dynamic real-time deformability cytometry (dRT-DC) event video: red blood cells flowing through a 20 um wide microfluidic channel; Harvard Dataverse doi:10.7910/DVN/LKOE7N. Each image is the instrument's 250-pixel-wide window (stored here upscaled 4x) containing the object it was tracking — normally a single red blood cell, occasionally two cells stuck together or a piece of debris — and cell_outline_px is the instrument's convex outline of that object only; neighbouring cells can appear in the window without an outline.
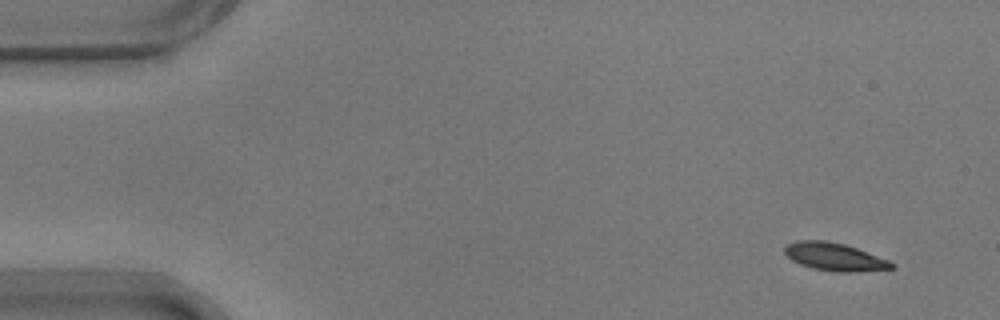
{"species": "common noctule bat (a hibernating species)", "species_latin": "Nyctalus noctula", "temperature_condition": "warm", "stored_images_in_passage": 52, "camera_frame_rate_fps": 3000, "um_per_image_px": 0.085, "animal": {"sex": "male", "body_mass_g": 17.9}, "frame": {"image": 1, "passage_image": 1, "time_ms": 0.0, "image_size_px": [1000, 320], "cell_outline_px": [[896, 268], [856, 272], [836, 272], [812, 268], [800, 264], [792, 260], [784, 252], [784, 248], [788, 244], [796, 240], [824, 240], [844, 244], [856, 248], [888, 260], [896, 264]], "centroid_in_image_um": [70.95, 21.83], "position_along_channel_um": 14.1, "area_um2": 17.34}}
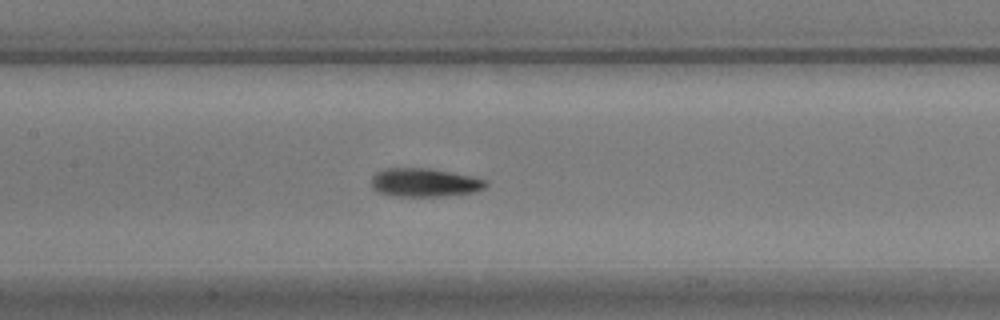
{"frame": {"image": 2, "passage_image": 23, "time_ms": 7.333, "image_size_px": [1000, 320], "cell_outline_px": [[488, 184], [484, 188], [472, 192], [440, 196], [400, 196], [376, 192], [372, 188], [372, 176], [376, 172], [384, 168], [428, 168], [472, 176], [488, 180]], "centroid_in_image_um": [36.07, 15.5], "position_along_channel_um": 171.3, "area_um2": 18.96}}
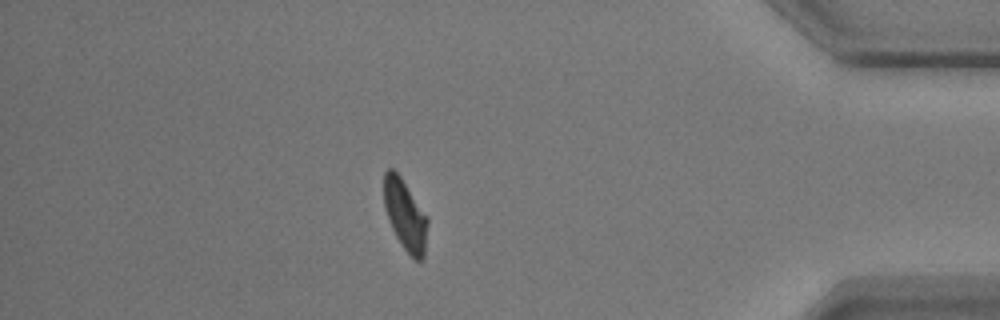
{"frame": {"image": 3, "passage_image": 45, "time_ms": 14.667, "image_size_px": [1000, 320], "cell_outline_px": [[428, 224], [424, 256], [420, 260], [416, 260], [404, 248], [396, 236], [388, 220], [384, 204], [384, 172], [388, 168], [392, 168], [400, 176], [428, 216]], "centroid_in_image_um": [34.44, 18.25], "position_along_channel_um": 400.8, "area_um2": 17.86}, "authors_computed_cell_mechanics": {"area_um2": 18.2359, "velocity_mm_per_s": 3.6685, "shape_relaxation_time_tau1_ms": 2.8184, "shape_relaxation_time_tau2_ms": null, "deformation_change_tau1": 0.1474, "deformation_change_tau2": null}}